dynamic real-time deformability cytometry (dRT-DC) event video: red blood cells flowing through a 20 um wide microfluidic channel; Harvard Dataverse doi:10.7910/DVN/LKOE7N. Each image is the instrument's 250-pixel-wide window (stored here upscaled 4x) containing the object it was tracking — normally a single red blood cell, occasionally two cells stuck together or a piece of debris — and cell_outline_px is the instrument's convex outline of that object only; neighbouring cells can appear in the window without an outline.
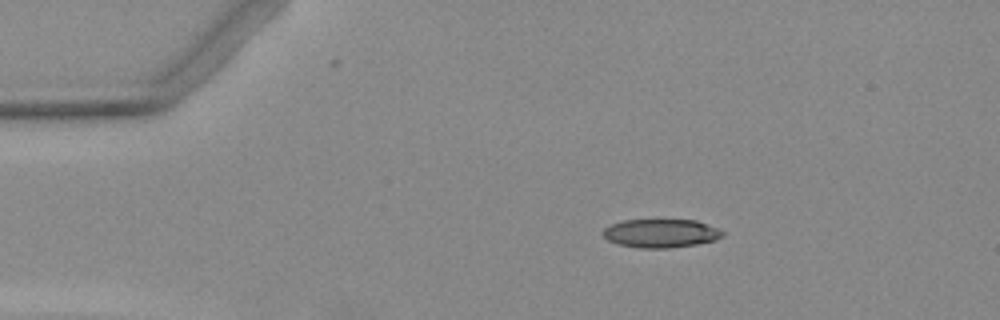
{"species": "Egyptian fruit bat (a non-hibernating species)", "species_latin": "Rousettus aegyptiacus", "temperature_condition": "warm", "stored_images_in_passage": 6, "camera_frame_rate_fps": 3000, "um_per_image_px": 0.085, "animal": {"sex": "female"}, "frame": {"image": 1, "passage_image": 3, "time_ms": 2.667, "image_size_px": [1000, 320], "cell_outline_px": [[724, 236], [716, 240], [696, 244], [668, 248], [640, 248], [616, 244], [608, 240], [604, 236], [604, 228], [612, 224], [624, 220], [696, 220], [716, 228], [724, 232]], "centroid_in_image_um": [56.18, 19.83], "position_along_channel_um": 28.8, "area_um2": 19.77}}
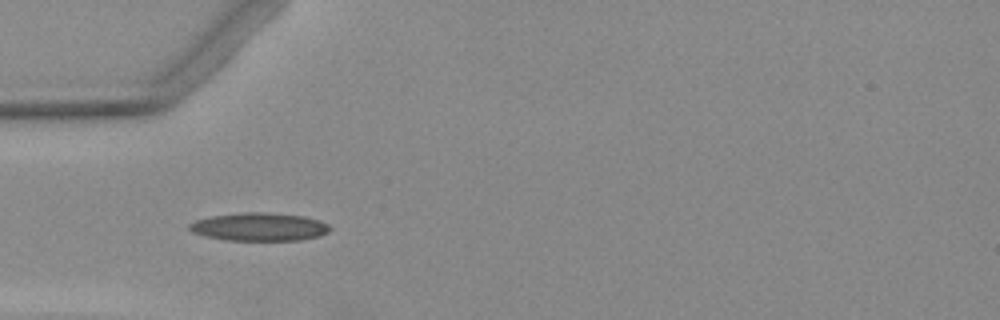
{"frame": {"image": 2, "passage_image": 5, "time_ms": 5.0, "image_size_px": [1000, 320], "cell_outline_px": [[332, 228], [328, 232], [320, 236], [300, 240], [228, 240], [208, 236], [192, 232], [188, 228], [188, 224], [196, 220], [212, 216], [244, 212], [264, 212], [304, 216], [320, 220], [328, 224]], "centroid_in_image_um": [22.08, 19.28], "position_along_channel_um": 62.9, "area_um2": 22.95}}
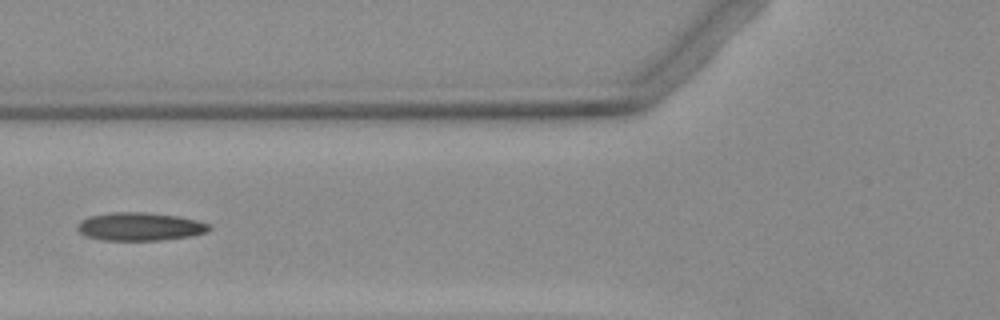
{"frame": {"image": 3, "passage_image": 6, "time_ms": 6.333, "image_size_px": [1000, 320], "cell_outline_px": [[212, 228], [208, 232], [192, 236], [164, 240], [104, 240], [84, 236], [76, 228], [76, 224], [80, 220], [88, 216], [112, 212], [144, 212], [176, 216], [196, 220], [212, 224]], "centroid_in_image_um": [11.89, 19.26], "position_along_channel_um": 113.9, "area_um2": 21.91}}